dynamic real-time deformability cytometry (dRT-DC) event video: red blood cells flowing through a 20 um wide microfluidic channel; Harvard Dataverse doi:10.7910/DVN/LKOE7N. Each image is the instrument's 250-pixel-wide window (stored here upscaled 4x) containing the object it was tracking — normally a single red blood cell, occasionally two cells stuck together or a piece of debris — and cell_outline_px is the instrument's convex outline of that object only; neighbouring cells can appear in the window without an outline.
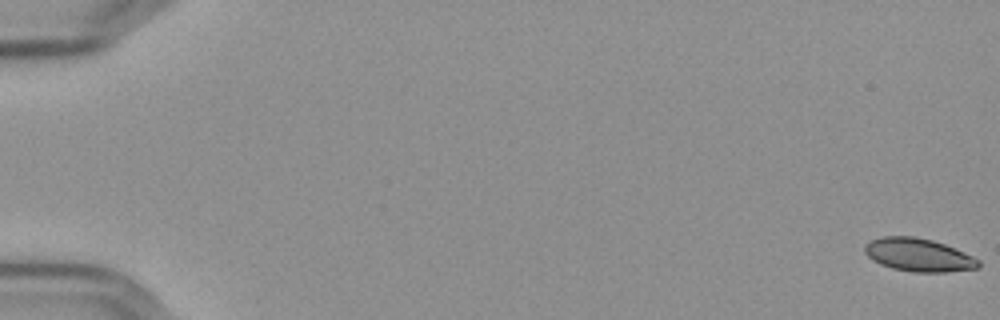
{"species": "Egyptian fruit bat (a non-hibernating species)", "species_latin": "Rousettus aegyptiacus", "temperature_condition": "cold", "stored_images_in_passage": 58, "camera_frame_rate_fps": 3000, "um_per_image_px": 0.085, "frame": {"image": 1, "passage_image": 1, "time_ms": 0.0, "image_size_px": [1000, 320], "cell_outline_px": [[980, 264], [976, 268], [944, 272], [916, 272], [892, 268], [880, 264], [872, 260], [864, 252], [864, 244], [868, 240], [880, 236], [916, 236], [932, 240], [944, 244], [972, 256], [980, 260]], "centroid_in_image_um": [78.01, 21.65], "position_along_channel_um": 7.0, "area_um2": 21.96}}
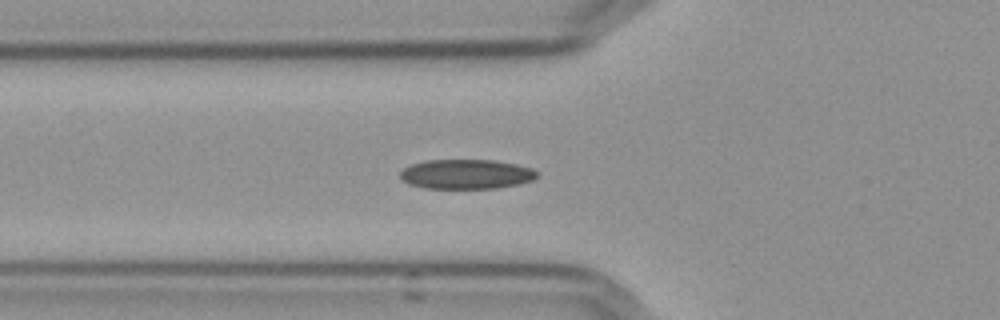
{"frame": {"image": 2, "passage_image": 22, "time_ms": 7.0, "image_size_px": [1000, 320], "cell_outline_px": [[536, 176], [532, 180], [516, 184], [496, 188], [424, 188], [408, 184], [400, 176], [400, 172], [404, 168], [412, 164], [424, 160], [496, 160], [516, 164], [532, 168], [536, 172]], "centroid_in_image_um": [39.6, 14.79], "position_along_channel_um": 86.2, "area_um2": 23.47}}
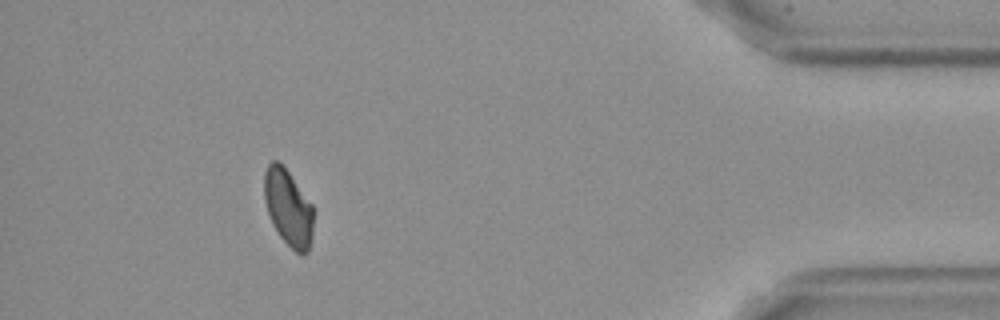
{"frame": {"image": 3, "passage_image": 53, "time_ms": 17.333, "image_size_px": [1000, 320], "cell_outline_px": [[312, 236], [308, 252], [300, 256], [280, 236], [272, 224], [264, 200], [264, 172], [268, 164], [272, 160], [276, 160], [288, 172], [312, 204]], "centroid_in_image_um": [24.49, 17.67], "position_along_channel_um": 410.7, "area_um2": 21.68}, "authors_computed_cell_mechanics": {"area_um2": 22.9466, "velocity_mm_per_s": 3.6076, "shape_relaxation_time_tau1_ms": 9.5823, "shape_relaxation_time_tau2_ms": 4.4433, "deformation_change_tau1": 0.17, "deformation_change_tau2": 0.0852}}